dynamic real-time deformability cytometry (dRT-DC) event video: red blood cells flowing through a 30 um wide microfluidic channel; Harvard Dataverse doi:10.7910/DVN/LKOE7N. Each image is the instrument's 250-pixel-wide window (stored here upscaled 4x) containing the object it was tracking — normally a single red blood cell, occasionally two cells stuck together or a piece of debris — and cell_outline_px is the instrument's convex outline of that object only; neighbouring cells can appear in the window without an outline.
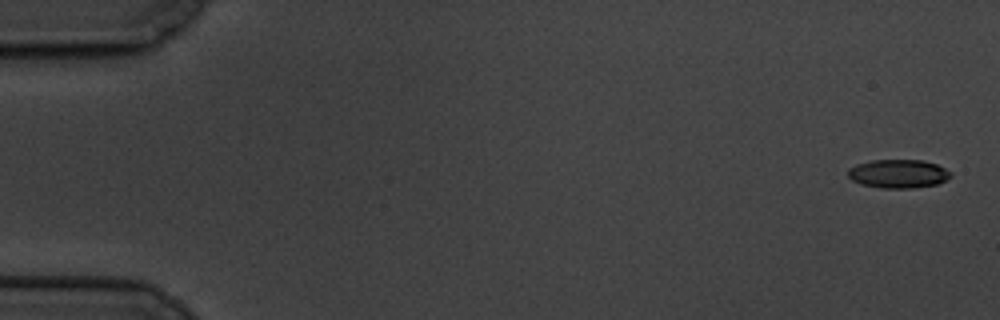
{"species": "common noctule bat (a hibernating species)", "species_latin": "Nyctalus noctula", "temperature_condition": "cold", "stored_images_in_passage": 9, "camera_frame_rate_fps": 3000, "um_per_image_px": 0.085, "animal": {"sex": "male", "body_mass_g": 19.5, "forearm_length_mm": 54.6}, "frame": {"image": 1, "passage_image": 1, "time_ms": 0.0, "image_size_px": [1000, 320], "cell_outline_px": [[952, 176], [936, 184], [912, 188], [880, 188], [860, 184], [852, 180], [848, 176], [848, 168], [856, 164], [872, 160], [924, 160], [936, 164], [952, 172]], "centroid_in_image_um": [76.33, 14.76], "position_along_channel_um": 8.7, "area_um2": 17.17}}
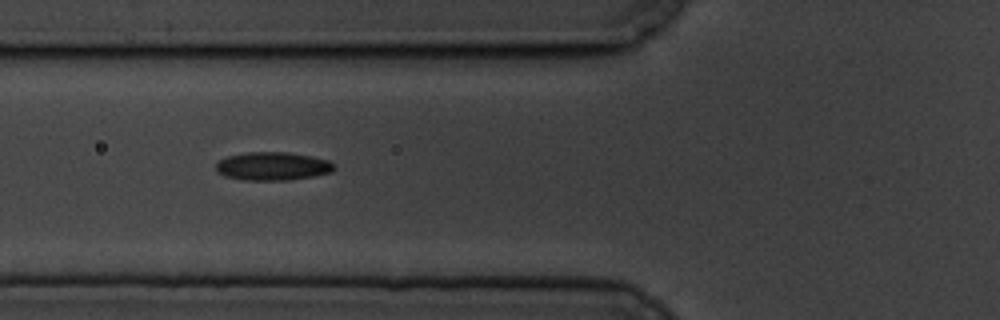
{"frame": {"image": 2, "passage_image": 7, "time_ms": 7.0, "image_size_px": [1000, 320], "cell_outline_px": [[336, 168], [332, 172], [312, 176], [288, 180], [244, 180], [224, 176], [216, 172], [216, 164], [220, 160], [228, 156], [248, 152], [288, 152], [312, 156], [328, 160]], "centroid_in_image_um": [23.16, 14.13], "position_along_channel_um": 102.6, "area_um2": 19.48}}
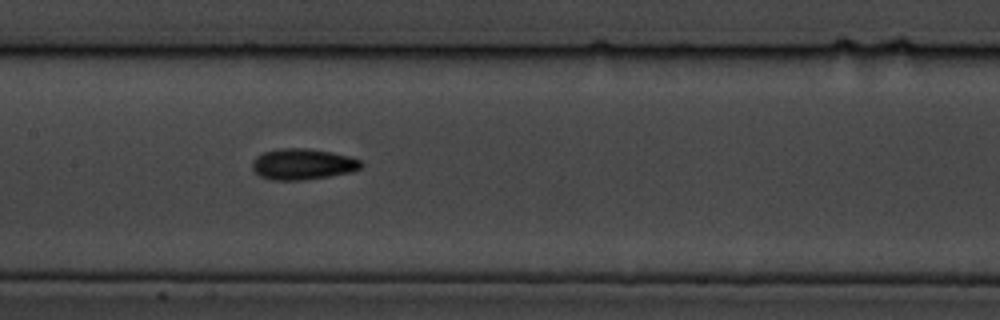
{"frame": {"image": 3, "passage_image": 9, "time_ms": 9.333, "image_size_px": [1000, 320], "cell_outline_px": [[364, 164], [360, 168], [352, 172], [304, 180], [272, 180], [260, 176], [252, 168], [252, 160], [256, 156], [264, 152], [280, 148], [308, 148], [332, 152], [348, 156], [360, 160]], "centroid_in_image_um": [25.72, 13.95], "position_along_channel_um": 181.7, "area_um2": 19.71}}